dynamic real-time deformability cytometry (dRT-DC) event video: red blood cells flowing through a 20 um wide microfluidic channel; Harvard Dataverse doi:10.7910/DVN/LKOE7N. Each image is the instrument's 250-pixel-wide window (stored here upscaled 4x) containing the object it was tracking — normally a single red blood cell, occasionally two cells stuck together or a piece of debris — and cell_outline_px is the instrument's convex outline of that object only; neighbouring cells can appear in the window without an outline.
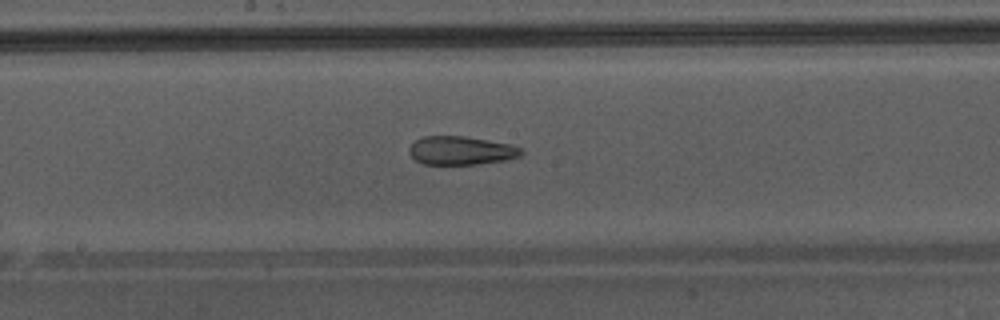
{"species": "Egyptian fruit bat (a non-hibernating species)", "species_latin": "Rousettus aegyptiacus", "temperature_condition": "warm", "stored_images_in_passage": 49, "camera_frame_rate_fps": 3000, "um_per_image_px": 0.085, "animal": {"sex": "male"}, "frame": {"image": 1, "passage_image": 28, "time_ms": 9.0, "image_size_px": [1000, 320], "cell_outline_px": [[524, 152], [520, 156], [504, 160], [476, 164], [424, 164], [416, 160], [408, 152], [408, 148], [416, 140], [424, 136], [464, 136], [512, 144], [524, 148]], "centroid_in_image_um": [39.22, 12.79], "position_along_channel_um": 209.0, "area_um2": 18.67}, "authors_computed_cell_mechanics": {"area_um2": 24.3338, "velocity_mm_per_s": 4.3709, "shape_relaxation_time_tau1_ms": null, "shape_relaxation_time_tau2_ms": 1.9307, "deformation_change_tau1": null, "deformation_change_tau2": 0.0979}}